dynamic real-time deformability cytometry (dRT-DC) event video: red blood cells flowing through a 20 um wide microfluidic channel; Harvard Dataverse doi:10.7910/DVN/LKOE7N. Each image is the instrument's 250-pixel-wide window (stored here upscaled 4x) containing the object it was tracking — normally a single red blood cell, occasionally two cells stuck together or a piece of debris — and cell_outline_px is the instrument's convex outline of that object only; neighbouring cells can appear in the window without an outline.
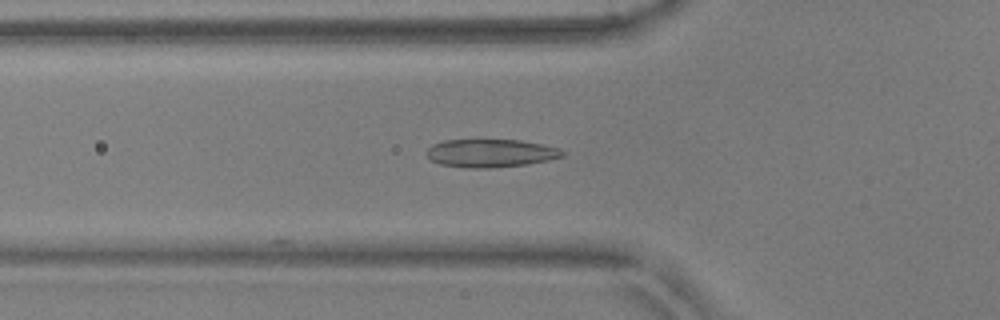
{"species": "common noctule bat (a hibernating species)", "species_latin": "Nyctalus noctula", "temperature_condition": "warm", "stored_images_in_passage": 5, "camera_frame_rate_fps": 3000, "um_per_image_px": 0.085, "animal": {"sex": "male", "body_mass_g": 17.9, "forearm_length_mm": 54.2}, "frame": {"image": 1, "passage_image": 5, "time_ms": 1.333, "image_size_px": [1000, 320], "cell_outline_px": [[564, 156], [548, 160], [528, 164], [492, 168], [468, 168], [440, 164], [432, 160], [428, 156], [428, 148], [432, 144], [444, 140], [520, 140], [560, 148], [564, 152]], "centroid_in_image_um": [41.72, 13.02], "position_along_channel_um": 84.1, "area_um2": 22.14}}